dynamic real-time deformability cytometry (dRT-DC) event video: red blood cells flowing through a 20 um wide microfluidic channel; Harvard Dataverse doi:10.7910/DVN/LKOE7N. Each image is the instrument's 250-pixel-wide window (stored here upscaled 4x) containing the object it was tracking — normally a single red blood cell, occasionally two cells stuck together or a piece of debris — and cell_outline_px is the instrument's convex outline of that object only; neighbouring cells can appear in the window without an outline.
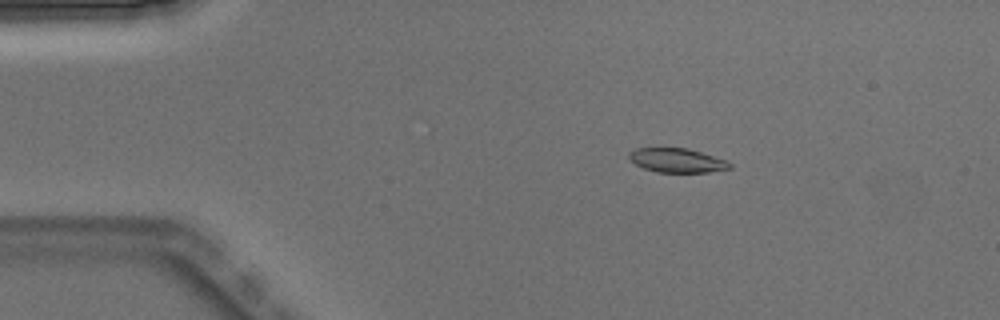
{"species": "Egyptian fruit bat (a non-hibernating species)", "species_latin": "Rousettus aegyptiacus", "temperature_condition": "warm", "stored_images_in_passage": 5, "camera_frame_rate_fps": 3000, "um_per_image_px": 0.085, "animal": {"sex": "male"}, "frame": {"image": 1, "passage_image": 3, "time_ms": 0.667, "image_size_px": [1000, 320], "cell_outline_px": [[732, 168], [708, 172], [656, 172], [644, 168], [636, 164], [628, 156], [628, 152], [636, 148], [688, 148], [724, 160], [732, 164]], "centroid_in_image_um": [57.52, 13.63], "position_along_channel_um": 27.5, "area_um2": 13.99}}
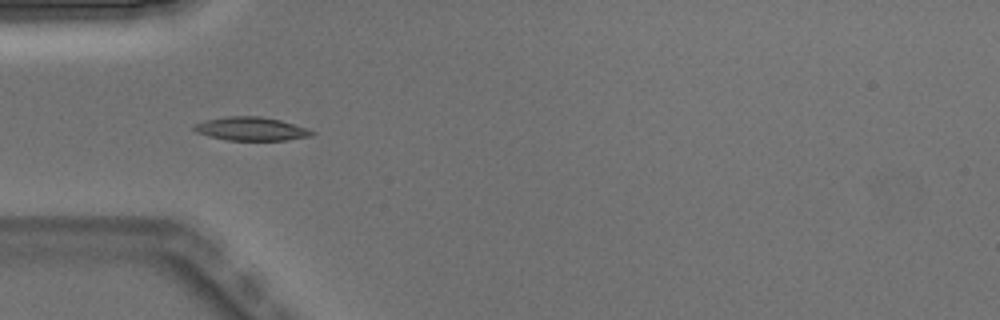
{"frame": {"image": 2, "passage_image": 5, "time_ms": 1.333, "image_size_px": [1000, 320], "cell_outline_px": [[316, 132], [312, 136], [288, 140], [228, 140], [208, 136], [196, 132], [192, 128], [192, 124], [204, 120], [228, 116], [260, 116], [280, 120], [308, 128]], "centroid_in_image_um": [21.34, 10.95], "position_along_channel_um": 63.7, "area_um2": 16.3}}